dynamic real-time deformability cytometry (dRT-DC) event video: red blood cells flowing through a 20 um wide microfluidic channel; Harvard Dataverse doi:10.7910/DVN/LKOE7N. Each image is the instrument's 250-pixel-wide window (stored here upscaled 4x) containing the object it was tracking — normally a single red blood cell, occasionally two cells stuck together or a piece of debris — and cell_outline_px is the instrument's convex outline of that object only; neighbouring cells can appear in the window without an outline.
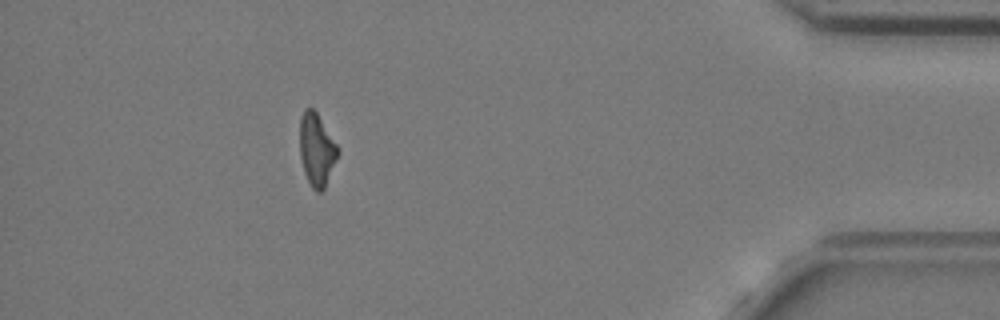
{"species": "common noctule bat (a hibernating species)", "species_latin": "Nyctalus noctula", "temperature_condition": "cold", "stored_images_in_passage": 46, "camera_frame_rate_fps": 3000, "um_per_image_px": 0.085, "animal": {"sex": "female", "body_mass_g": 24.6, "forearm_length_mm": 56.2}, "frame": {"image": 1, "passage_image": 40, "time_ms": 13.0, "image_size_px": [1000, 320], "cell_outline_px": [[340, 152], [324, 188], [320, 192], [316, 192], [312, 188], [304, 172], [300, 156], [300, 116], [304, 108], [312, 108], [316, 112], [340, 148]], "centroid_in_image_um": [26.92, 12.71], "position_along_channel_um": 408.3, "area_um2": 16.13}}